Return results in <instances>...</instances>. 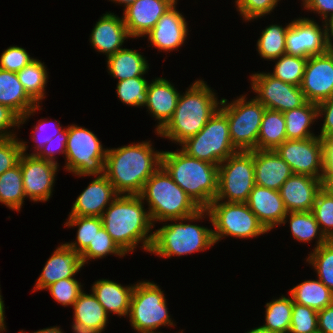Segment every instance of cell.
Instances as JSON below:
<instances>
[{
    "label": "cell",
    "mask_w": 333,
    "mask_h": 333,
    "mask_svg": "<svg viewBox=\"0 0 333 333\" xmlns=\"http://www.w3.org/2000/svg\"><path fill=\"white\" fill-rule=\"evenodd\" d=\"M317 324L321 333H333V304L318 311Z\"/></svg>",
    "instance_id": "obj_56"
},
{
    "label": "cell",
    "mask_w": 333,
    "mask_h": 333,
    "mask_svg": "<svg viewBox=\"0 0 333 333\" xmlns=\"http://www.w3.org/2000/svg\"><path fill=\"white\" fill-rule=\"evenodd\" d=\"M0 104L9 107L20 117V124L42 110L24 91L17 73L0 69Z\"/></svg>",
    "instance_id": "obj_27"
},
{
    "label": "cell",
    "mask_w": 333,
    "mask_h": 333,
    "mask_svg": "<svg viewBox=\"0 0 333 333\" xmlns=\"http://www.w3.org/2000/svg\"><path fill=\"white\" fill-rule=\"evenodd\" d=\"M250 77L251 89L257 94L255 98L268 109L283 113L307 102L299 86L283 82L269 72L255 73Z\"/></svg>",
    "instance_id": "obj_14"
},
{
    "label": "cell",
    "mask_w": 333,
    "mask_h": 333,
    "mask_svg": "<svg viewBox=\"0 0 333 333\" xmlns=\"http://www.w3.org/2000/svg\"><path fill=\"white\" fill-rule=\"evenodd\" d=\"M300 88L306 100L315 104L333 96V52L330 49L307 59Z\"/></svg>",
    "instance_id": "obj_17"
},
{
    "label": "cell",
    "mask_w": 333,
    "mask_h": 333,
    "mask_svg": "<svg viewBox=\"0 0 333 333\" xmlns=\"http://www.w3.org/2000/svg\"><path fill=\"white\" fill-rule=\"evenodd\" d=\"M206 209L215 244L226 236L250 239L268 232L246 203L215 199Z\"/></svg>",
    "instance_id": "obj_7"
},
{
    "label": "cell",
    "mask_w": 333,
    "mask_h": 333,
    "mask_svg": "<svg viewBox=\"0 0 333 333\" xmlns=\"http://www.w3.org/2000/svg\"><path fill=\"white\" fill-rule=\"evenodd\" d=\"M279 0H235V7L245 21L262 18L277 7ZM262 16V17H261Z\"/></svg>",
    "instance_id": "obj_47"
},
{
    "label": "cell",
    "mask_w": 333,
    "mask_h": 333,
    "mask_svg": "<svg viewBox=\"0 0 333 333\" xmlns=\"http://www.w3.org/2000/svg\"><path fill=\"white\" fill-rule=\"evenodd\" d=\"M254 186V150L237 151L218 165L216 200L246 203Z\"/></svg>",
    "instance_id": "obj_12"
},
{
    "label": "cell",
    "mask_w": 333,
    "mask_h": 333,
    "mask_svg": "<svg viewBox=\"0 0 333 333\" xmlns=\"http://www.w3.org/2000/svg\"><path fill=\"white\" fill-rule=\"evenodd\" d=\"M73 310V320L94 328L99 333L107 326L108 314L93 293L86 294L83 290L75 301Z\"/></svg>",
    "instance_id": "obj_34"
},
{
    "label": "cell",
    "mask_w": 333,
    "mask_h": 333,
    "mask_svg": "<svg viewBox=\"0 0 333 333\" xmlns=\"http://www.w3.org/2000/svg\"><path fill=\"white\" fill-rule=\"evenodd\" d=\"M307 59L305 57L284 54L274 59V61H277L273 72H269V74L283 82L300 87Z\"/></svg>",
    "instance_id": "obj_40"
},
{
    "label": "cell",
    "mask_w": 333,
    "mask_h": 333,
    "mask_svg": "<svg viewBox=\"0 0 333 333\" xmlns=\"http://www.w3.org/2000/svg\"><path fill=\"white\" fill-rule=\"evenodd\" d=\"M148 84L149 82L143 76L118 81L116 86L117 97L126 105L145 107Z\"/></svg>",
    "instance_id": "obj_42"
},
{
    "label": "cell",
    "mask_w": 333,
    "mask_h": 333,
    "mask_svg": "<svg viewBox=\"0 0 333 333\" xmlns=\"http://www.w3.org/2000/svg\"><path fill=\"white\" fill-rule=\"evenodd\" d=\"M264 328L277 333H289L293 308L292 297L281 296L266 303Z\"/></svg>",
    "instance_id": "obj_38"
},
{
    "label": "cell",
    "mask_w": 333,
    "mask_h": 333,
    "mask_svg": "<svg viewBox=\"0 0 333 333\" xmlns=\"http://www.w3.org/2000/svg\"><path fill=\"white\" fill-rule=\"evenodd\" d=\"M178 0H137L123 11V21L131 38L145 37L163 14Z\"/></svg>",
    "instance_id": "obj_18"
},
{
    "label": "cell",
    "mask_w": 333,
    "mask_h": 333,
    "mask_svg": "<svg viewBox=\"0 0 333 333\" xmlns=\"http://www.w3.org/2000/svg\"><path fill=\"white\" fill-rule=\"evenodd\" d=\"M25 196L34 202L51 198L58 163L22 153L19 159Z\"/></svg>",
    "instance_id": "obj_16"
},
{
    "label": "cell",
    "mask_w": 333,
    "mask_h": 333,
    "mask_svg": "<svg viewBox=\"0 0 333 333\" xmlns=\"http://www.w3.org/2000/svg\"><path fill=\"white\" fill-rule=\"evenodd\" d=\"M175 3L145 35L151 46L159 51H173L184 45L188 35L187 22L182 13L176 10Z\"/></svg>",
    "instance_id": "obj_19"
},
{
    "label": "cell",
    "mask_w": 333,
    "mask_h": 333,
    "mask_svg": "<svg viewBox=\"0 0 333 333\" xmlns=\"http://www.w3.org/2000/svg\"><path fill=\"white\" fill-rule=\"evenodd\" d=\"M246 204L268 232L281 225L287 215L279 191L256 184L251 190Z\"/></svg>",
    "instance_id": "obj_23"
},
{
    "label": "cell",
    "mask_w": 333,
    "mask_h": 333,
    "mask_svg": "<svg viewBox=\"0 0 333 333\" xmlns=\"http://www.w3.org/2000/svg\"><path fill=\"white\" fill-rule=\"evenodd\" d=\"M312 213L325 237L333 240V197L323 189L316 196Z\"/></svg>",
    "instance_id": "obj_44"
},
{
    "label": "cell",
    "mask_w": 333,
    "mask_h": 333,
    "mask_svg": "<svg viewBox=\"0 0 333 333\" xmlns=\"http://www.w3.org/2000/svg\"><path fill=\"white\" fill-rule=\"evenodd\" d=\"M324 154L323 176H333V136L322 137Z\"/></svg>",
    "instance_id": "obj_55"
},
{
    "label": "cell",
    "mask_w": 333,
    "mask_h": 333,
    "mask_svg": "<svg viewBox=\"0 0 333 333\" xmlns=\"http://www.w3.org/2000/svg\"><path fill=\"white\" fill-rule=\"evenodd\" d=\"M318 117L323 116L324 122L320 130V138L333 136V96L317 104Z\"/></svg>",
    "instance_id": "obj_53"
},
{
    "label": "cell",
    "mask_w": 333,
    "mask_h": 333,
    "mask_svg": "<svg viewBox=\"0 0 333 333\" xmlns=\"http://www.w3.org/2000/svg\"><path fill=\"white\" fill-rule=\"evenodd\" d=\"M182 94L172 118L157 132L158 136L167 138L177 145L198 134L221 104L216 93L201 79L192 83Z\"/></svg>",
    "instance_id": "obj_3"
},
{
    "label": "cell",
    "mask_w": 333,
    "mask_h": 333,
    "mask_svg": "<svg viewBox=\"0 0 333 333\" xmlns=\"http://www.w3.org/2000/svg\"><path fill=\"white\" fill-rule=\"evenodd\" d=\"M139 196L148 202L147 211L153 225L189 217L201 209L162 166L146 181Z\"/></svg>",
    "instance_id": "obj_6"
},
{
    "label": "cell",
    "mask_w": 333,
    "mask_h": 333,
    "mask_svg": "<svg viewBox=\"0 0 333 333\" xmlns=\"http://www.w3.org/2000/svg\"><path fill=\"white\" fill-rule=\"evenodd\" d=\"M289 25L290 23L282 27L279 24H272L262 30L256 44V50L261 58L272 61L286 54V32Z\"/></svg>",
    "instance_id": "obj_37"
},
{
    "label": "cell",
    "mask_w": 333,
    "mask_h": 333,
    "mask_svg": "<svg viewBox=\"0 0 333 333\" xmlns=\"http://www.w3.org/2000/svg\"><path fill=\"white\" fill-rule=\"evenodd\" d=\"M287 140H303L315 135L311 124L319 118L317 104L306 102L303 106L283 112Z\"/></svg>",
    "instance_id": "obj_30"
},
{
    "label": "cell",
    "mask_w": 333,
    "mask_h": 333,
    "mask_svg": "<svg viewBox=\"0 0 333 333\" xmlns=\"http://www.w3.org/2000/svg\"><path fill=\"white\" fill-rule=\"evenodd\" d=\"M322 189L333 197V176L322 177Z\"/></svg>",
    "instance_id": "obj_58"
},
{
    "label": "cell",
    "mask_w": 333,
    "mask_h": 333,
    "mask_svg": "<svg viewBox=\"0 0 333 333\" xmlns=\"http://www.w3.org/2000/svg\"><path fill=\"white\" fill-rule=\"evenodd\" d=\"M330 50L333 52V42H329Z\"/></svg>",
    "instance_id": "obj_64"
},
{
    "label": "cell",
    "mask_w": 333,
    "mask_h": 333,
    "mask_svg": "<svg viewBox=\"0 0 333 333\" xmlns=\"http://www.w3.org/2000/svg\"><path fill=\"white\" fill-rule=\"evenodd\" d=\"M322 22V29L306 17L290 22L286 32V54L309 58L326 53L330 49L328 23Z\"/></svg>",
    "instance_id": "obj_15"
},
{
    "label": "cell",
    "mask_w": 333,
    "mask_h": 333,
    "mask_svg": "<svg viewBox=\"0 0 333 333\" xmlns=\"http://www.w3.org/2000/svg\"><path fill=\"white\" fill-rule=\"evenodd\" d=\"M312 251L306 261L313 266L318 279L333 292V240Z\"/></svg>",
    "instance_id": "obj_41"
},
{
    "label": "cell",
    "mask_w": 333,
    "mask_h": 333,
    "mask_svg": "<svg viewBox=\"0 0 333 333\" xmlns=\"http://www.w3.org/2000/svg\"><path fill=\"white\" fill-rule=\"evenodd\" d=\"M83 266L81 254L65 243L61 244L45 262L41 275L35 283L34 292L45 290L47 286L59 280L74 278Z\"/></svg>",
    "instance_id": "obj_21"
},
{
    "label": "cell",
    "mask_w": 333,
    "mask_h": 333,
    "mask_svg": "<svg viewBox=\"0 0 333 333\" xmlns=\"http://www.w3.org/2000/svg\"><path fill=\"white\" fill-rule=\"evenodd\" d=\"M292 174L290 166L275 150H254L256 185L278 191Z\"/></svg>",
    "instance_id": "obj_26"
},
{
    "label": "cell",
    "mask_w": 333,
    "mask_h": 333,
    "mask_svg": "<svg viewBox=\"0 0 333 333\" xmlns=\"http://www.w3.org/2000/svg\"><path fill=\"white\" fill-rule=\"evenodd\" d=\"M68 139V126L52 138L36 155L38 158L57 163L55 154L61 153L66 156V143Z\"/></svg>",
    "instance_id": "obj_51"
},
{
    "label": "cell",
    "mask_w": 333,
    "mask_h": 333,
    "mask_svg": "<svg viewBox=\"0 0 333 333\" xmlns=\"http://www.w3.org/2000/svg\"><path fill=\"white\" fill-rule=\"evenodd\" d=\"M161 166L201 209H206L215 200L218 165L190 157L177 149L162 151Z\"/></svg>",
    "instance_id": "obj_4"
},
{
    "label": "cell",
    "mask_w": 333,
    "mask_h": 333,
    "mask_svg": "<svg viewBox=\"0 0 333 333\" xmlns=\"http://www.w3.org/2000/svg\"><path fill=\"white\" fill-rule=\"evenodd\" d=\"M134 286L135 284L122 286L112 280L99 279L92 285L91 292L108 315L114 313L126 317L129 312Z\"/></svg>",
    "instance_id": "obj_28"
},
{
    "label": "cell",
    "mask_w": 333,
    "mask_h": 333,
    "mask_svg": "<svg viewBox=\"0 0 333 333\" xmlns=\"http://www.w3.org/2000/svg\"><path fill=\"white\" fill-rule=\"evenodd\" d=\"M127 38L130 36L123 18L106 12L96 22L90 35V43L97 52L109 57L122 49L121 46Z\"/></svg>",
    "instance_id": "obj_24"
},
{
    "label": "cell",
    "mask_w": 333,
    "mask_h": 333,
    "mask_svg": "<svg viewBox=\"0 0 333 333\" xmlns=\"http://www.w3.org/2000/svg\"><path fill=\"white\" fill-rule=\"evenodd\" d=\"M107 68L112 77L122 81L145 75L149 64L137 50L122 48L107 57Z\"/></svg>",
    "instance_id": "obj_29"
},
{
    "label": "cell",
    "mask_w": 333,
    "mask_h": 333,
    "mask_svg": "<svg viewBox=\"0 0 333 333\" xmlns=\"http://www.w3.org/2000/svg\"><path fill=\"white\" fill-rule=\"evenodd\" d=\"M72 329L74 333H99L96 329L90 328L83 323L73 320Z\"/></svg>",
    "instance_id": "obj_57"
},
{
    "label": "cell",
    "mask_w": 333,
    "mask_h": 333,
    "mask_svg": "<svg viewBox=\"0 0 333 333\" xmlns=\"http://www.w3.org/2000/svg\"><path fill=\"white\" fill-rule=\"evenodd\" d=\"M275 151L290 166L293 174L322 179L324 154L323 142L319 136L303 140H285Z\"/></svg>",
    "instance_id": "obj_13"
},
{
    "label": "cell",
    "mask_w": 333,
    "mask_h": 333,
    "mask_svg": "<svg viewBox=\"0 0 333 333\" xmlns=\"http://www.w3.org/2000/svg\"><path fill=\"white\" fill-rule=\"evenodd\" d=\"M65 227H76L77 235L76 241L65 243L72 250H76L80 254L89 246L90 242H93L96 232L103 226L102 219L100 217L92 216H69L66 219Z\"/></svg>",
    "instance_id": "obj_39"
},
{
    "label": "cell",
    "mask_w": 333,
    "mask_h": 333,
    "mask_svg": "<svg viewBox=\"0 0 333 333\" xmlns=\"http://www.w3.org/2000/svg\"><path fill=\"white\" fill-rule=\"evenodd\" d=\"M1 292V290H0ZM5 307H4V301L0 293V332L3 333V331H6V325H5Z\"/></svg>",
    "instance_id": "obj_59"
},
{
    "label": "cell",
    "mask_w": 333,
    "mask_h": 333,
    "mask_svg": "<svg viewBox=\"0 0 333 333\" xmlns=\"http://www.w3.org/2000/svg\"><path fill=\"white\" fill-rule=\"evenodd\" d=\"M109 254H114L120 257L126 255L102 226L100 230L96 232L93 242H90L89 246L81 253L82 262L85 266L90 259L97 260L104 258Z\"/></svg>",
    "instance_id": "obj_43"
},
{
    "label": "cell",
    "mask_w": 333,
    "mask_h": 333,
    "mask_svg": "<svg viewBox=\"0 0 333 333\" xmlns=\"http://www.w3.org/2000/svg\"><path fill=\"white\" fill-rule=\"evenodd\" d=\"M143 204L139 195H118L101 216L106 232L125 254L139 243L145 251L151 250L155 225Z\"/></svg>",
    "instance_id": "obj_2"
},
{
    "label": "cell",
    "mask_w": 333,
    "mask_h": 333,
    "mask_svg": "<svg viewBox=\"0 0 333 333\" xmlns=\"http://www.w3.org/2000/svg\"><path fill=\"white\" fill-rule=\"evenodd\" d=\"M16 137L0 139V175L19 163L23 146Z\"/></svg>",
    "instance_id": "obj_49"
},
{
    "label": "cell",
    "mask_w": 333,
    "mask_h": 333,
    "mask_svg": "<svg viewBox=\"0 0 333 333\" xmlns=\"http://www.w3.org/2000/svg\"><path fill=\"white\" fill-rule=\"evenodd\" d=\"M286 222L290 224L291 234L297 241L310 243L311 240L316 238V247L314 249L329 241L322 233L312 211L287 212L282 224L284 225Z\"/></svg>",
    "instance_id": "obj_32"
},
{
    "label": "cell",
    "mask_w": 333,
    "mask_h": 333,
    "mask_svg": "<svg viewBox=\"0 0 333 333\" xmlns=\"http://www.w3.org/2000/svg\"><path fill=\"white\" fill-rule=\"evenodd\" d=\"M285 140L287 136L283 113L266 108L262 116L257 149L275 150Z\"/></svg>",
    "instance_id": "obj_33"
},
{
    "label": "cell",
    "mask_w": 333,
    "mask_h": 333,
    "mask_svg": "<svg viewBox=\"0 0 333 333\" xmlns=\"http://www.w3.org/2000/svg\"><path fill=\"white\" fill-rule=\"evenodd\" d=\"M150 140L107 148L104 175L119 195H139L146 181L161 167V151Z\"/></svg>",
    "instance_id": "obj_1"
},
{
    "label": "cell",
    "mask_w": 333,
    "mask_h": 333,
    "mask_svg": "<svg viewBox=\"0 0 333 333\" xmlns=\"http://www.w3.org/2000/svg\"><path fill=\"white\" fill-rule=\"evenodd\" d=\"M328 36L329 42L333 40V18L328 22Z\"/></svg>",
    "instance_id": "obj_63"
},
{
    "label": "cell",
    "mask_w": 333,
    "mask_h": 333,
    "mask_svg": "<svg viewBox=\"0 0 333 333\" xmlns=\"http://www.w3.org/2000/svg\"><path fill=\"white\" fill-rule=\"evenodd\" d=\"M24 91L36 103L40 104L45 96V87L48 81L46 66L39 59L33 60L22 70L17 72Z\"/></svg>",
    "instance_id": "obj_36"
},
{
    "label": "cell",
    "mask_w": 333,
    "mask_h": 333,
    "mask_svg": "<svg viewBox=\"0 0 333 333\" xmlns=\"http://www.w3.org/2000/svg\"><path fill=\"white\" fill-rule=\"evenodd\" d=\"M206 215H208V210L200 209L189 217L163 221L175 222L163 225L153 232L154 239L149 253L171 258L172 256H183L209 249L215 244L213 230L192 224L193 221H200ZM178 221L180 222L178 223ZM185 221H192V223L188 224Z\"/></svg>",
    "instance_id": "obj_5"
},
{
    "label": "cell",
    "mask_w": 333,
    "mask_h": 333,
    "mask_svg": "<svg viewBox=\"0 0 333 333\" xmlns=\"http://www.w3.org/2000/svg\"><path fill=\"white\" fill-rule=\"evenodd\" d=\"M119 194L105 175L96 176L74 202L69 216H102Z\"/></svg>",
    "instance_id": "obj_20"
},
{
    "label": "cell",
    "mask_w": 333,
    "mask_h": 333,
    "mask_svg": "<svg viewBox=\"0 0 333 333\" xmlns=\"http://www.w3.org/2000/svg\"><path fill=\"white\" fill-rule=\"evenodd\" d=\"M83 285L75 278H67L52 283L45 289L49 290L56 302L61 305L73 306L82 290Z\"/></svg>",
    "instance_id": "obj_46"
},
{
    "label": "cell",
    "mask_w": 333,
    "mask_h": 333,
    "mask_svg": "<svg viewBox=\"0 0 333 333\" xmlns=\"http://www.w3.org/2000/svg\"><path fill=\"white\" fill-rule=\"evenodd\" d=\"M294 303L321 311L333 304V292L319 279L306 280L289 291Z\"/></svg>",
    "instance_id": "obj_31"
},
{
    "label": "cell",
    "mask_w": 333,
    "mask_h": 333,
    "mask_svg": "<svg viewBox=\"0 0 333 333\" xmlns=\"http://www.w3.org/2000/svg\"><path fill=\"white\" fill-rule=\"evenodd\" d=\"M113 3H119V4H124V9L127 8L128 6L132 5L134 2L137 0H111Z\"/></svg>",
    "instance_id": "obj_62"
},
{
    "label": "cell",
    "mask_w": 333,
    "mask_h": 333,
    "mask_svg": "<svg viewBox=\"0 0 333 333\" xmlns=\"http://www.w3.org/2000/svg\"><path fill=\"white\" fill-rule=\"evenodd\" d=\"M180 93L170 81L159 77L152 80L147 88V111L159 121L155 132L160 131L172 118Z\"/></svg>",
    "instance_id": "obj_25"
},
{
    "label": "cell",
    "mask_w": 333,
    "mask_h": 333,
    "mask_svg": "<svg viewBox=\"0 0 333 333\" xmlns=\"http://www.w3.org/2000/svg\"><path fill=\"white\" fill-rule=\"evenodd\" d=\"M106 151L92 131L78 125H68L66 171L79 177L104 175Z\"/></svg>",
    "instance_id": "obj_11"
},
{
    "label": "cell",
    "mask_w": 333,
    "mask_h": 333,
    "mask_svg": "<svg viewBox=\"0 0 333 333\" xmlns=\"http://www.w3.org/2000/svg\"><path fill=\"white\" fill-rule=\"evenodd\" d=\"M303 7L319 14L325 23L333 18V0H302Z\"/></svg>",
    "instance_id": "obj_54"
},
{
    "label": "cell",
    "mask_w": 333,
    "mask_h": 333,
    "mask_svg": "<svg viewBox=\"0 0 333 333\" xmlns=\"http://www.w3.org/2000/svg\"><path fill=\"white\" fill-rule=\"evenodd\" d=\"M48 125L51 127H49L50 129H54L52 132H48L47 133V128ZM47 127V128H46ZM48 128V129H49ZM64 128H62V126H60V121L57 122H53L50 120H39L38 121V125L36 124V126L34 125V130H33V135L32 139L37 145H34V153L32 152L31 154L26 153L27 149H28V145L27 142L25 141H21V144L23 146V153L27 154V155H37L41 149L52 139L54 138L60 131H62Z\"/></svg>",
    "instance_id": "obj_48"
},
{
    "label": "cell",
    "mask_w": 333,
    "mask_h": 333,
    "mask_svg": "<svg viewBox=\"0 0 333 333\" xmlns=\"http://www.w3.org/2000/svg\"><path fill=\"white\" fill-rule=\"evenodd\" d=\"M19 333H25L23 330H21ZM32 333H63V331L60 329L58 326H53V327H48V328H43L38 331L32 332Z\"/></svg>",
    "instance_id": "obj_60"
},
{
    "label": "cell",
    "mask_w": 333,
    "mask_h": 333,
    "mask_svg": "<svg viewBox=\"0 0 333 333\" xmlns=\"http://www.w3.org/2000/svg\"><path fill=\"white\" fill-rule=\"evenodd\" d=\"M25 197L21 167L18 163L0 175V203L19 212Z\"/></svg>",
    "instance_id": "obj_35"
},
{
    "label": "cell",
    "mask_w": 333,
    "mask_h": 333,
    "mask_svg": "<svg viewBox=\"0 0 333 333\" xmlns=\"http://www.w3.org/2000/svg\"><path fill=\"white\" fill-rule=\"evenodd\" d=\"M20 127V117L9 107L0 104V139L15 137L11 127Z\"/></svg>",
    "instance_id": "obj_52"
},
{
    "label": "cell",
    "mask_w": 333,
    "mask_h": 333,
    "mask_svg": "<svg viewBox=\"0 0 333 333\" xmlns=\"http://www.w3.org/2000/svg\"><path fill=\"white\" fill-rule=\"evenodd\" d=\"M161 290L157 284L147 280L135 284L127 317L138 333H152L161 326H176Z\"/></svg>",
    "instance_id": "obj_9"
},
{
    "label": "cell",
    "mask_w": 333,
    "mask_h": 333,
    "mask_svg": "<svg viewBox=\"0 0 333 333\" xmlns=\"http://www.w3.org/2000/svg\"><path fill=\"white\" fill-rule=\"evenodd\" d=\"M322 180L308 175L292 174L278 190L287 212L312 211Z\"/></svg>",
    "instance_id": "obj_22"
},
{
    "label": "cell",
    "mask_w": 333,
    "mask_h": 333,
    "mask_svg": "<svg viewBox=\"0 0 333 333\" xmlns=\"http://www.w3.org/2000/svg\"><path fill=\"white\" fill-rule=\"evenodd\" d=\"M180 148L188 156L219 165L237 150L232 145L227 116L218 109L203 129Z\"/></svg>",
    "instance_id": "obj_8"
},
{
    "label": "cell",
    "mask_w": 333,
    "mask_h": 333,
    "mask_svg": "<svg viewBox=\"0 0 333 333\" xmlns=\"http://www.w3.org/2000/svg\"><path fill=\"white\" fill-rule=\"evenodd\" d=\"M317 320V311L293 302L289 333H315L318 331Z\"/></svg>",
    "instance_id": "obj_45"
},
{
    "label": "cell",
    "mask_w": 333,
    "mask_h": 333,
    "mask_svg": "<svg viewBox=\"0 0 333 333\" xmlns=\"http://www.w3.org/2000/svg\"><path fill=\"white\" fill-rule=\"evenodd\" d=\"M35 59L30 57L26 49L10 46L3 51L0 57V69L17 73Z\"/></svg>",
    "instance_id": "obj_50"
},
{
    "label": "cell",
    "mask_w": 333,
    "mask_h": 333,
    "mask_svg": "<svg viewBox=\"0 0 333 333\" xmlns=\"http://www.w3.org/2000/svg\"><path fill=\"white\" fill-rule=\"evenodd\" d=\"M245 333H277V332L264 328L263 326H260V327L251 329L250 331L245 332Z\"/></svg>",
    "instance_id": "obj_61"
},
{
    "label": "cell",
    "mask_w": 333,
    "mask_h": 333,
    "mask_svg": "<svg viewBox=\"0 0 333 333\" xmlns=\"http://www.w3.org/2000/svg\"><path fill=\"white\" fill-rule=\"evenodd\" d=\"M250 100L247 101L245 95L230 103L225 98L221 99L219 109L227 116L230 138L237 151L257 149L262 116L266 107L256 98Z\"/></svg>",
    "instance_id": "obj_10"
}]
</instances>
